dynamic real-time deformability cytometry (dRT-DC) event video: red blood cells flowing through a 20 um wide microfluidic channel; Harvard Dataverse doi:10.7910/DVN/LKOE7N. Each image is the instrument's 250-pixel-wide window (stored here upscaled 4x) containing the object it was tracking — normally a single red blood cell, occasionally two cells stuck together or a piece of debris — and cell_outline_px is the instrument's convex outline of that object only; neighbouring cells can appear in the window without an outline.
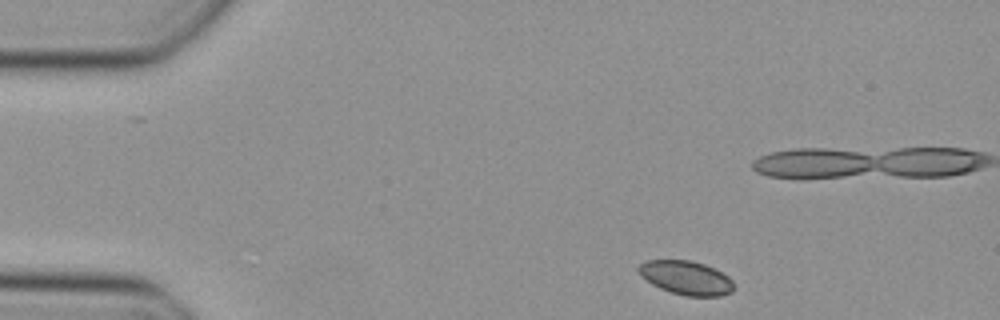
{"species": "Egyptian fruit bat (a non-hibernating species)", "species_latin": "Rousettus aegyptiacus", "temperature_condition": "cold", "stored_images_in_passage": 12, "camera_frame_rate_fps": 3000, "um_per_image_px": 0.085, "animal": {"sex": "female"}, "frame": {"image": 1, "passage_image": 1, "time_ms": 0.0, "image_size_px": [1000, 320], "cell_outline_px": [[736, 288], [732, 292], [720, 296], [684, 296], [660, 288], [652, 284], [640, 276], [636, 268], [644, 260], [692, 260], [704, 264], [728, 276], [732, 280]], "centroid_in_image_um": [58.31, 23.61], "position_along_channel_um": 26.7, "area_um2": 18.96}}